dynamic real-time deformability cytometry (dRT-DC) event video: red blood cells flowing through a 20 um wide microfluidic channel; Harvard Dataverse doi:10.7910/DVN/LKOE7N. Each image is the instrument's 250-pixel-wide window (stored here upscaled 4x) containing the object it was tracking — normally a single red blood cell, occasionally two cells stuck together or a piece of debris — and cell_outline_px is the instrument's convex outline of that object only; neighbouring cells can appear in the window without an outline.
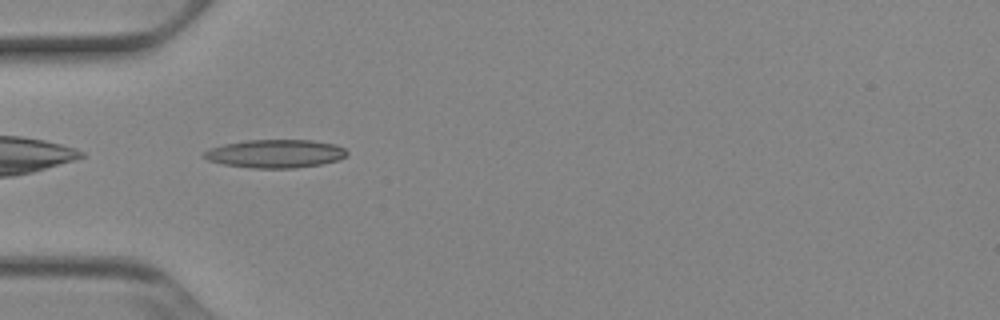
{"species": "Egyptian fruit bat (a non-hibernating species)", "species_latin": "Rousettus aegyptiacus", "temperature_condition": "cold", "stored_images_in_passage": 36, "camera_frame_rate_fps": 3000, "um_per_image_px": 0.085, "animal": {"sex": "female"}, "frame": {"image": 1, "passage_image": 1, "time_ms": 0.0, "image_size_px": [1000, 320], "cell_outline_px": [[348, 156], [336, 160], [320, 164], [296, 168], [252, 168], [224, 164], [208, 160], [200, 156], [200, 152], [208, 148], [224, 144], [244, 140], [312, 140], [336, 144], [344, 148], [348, 152]], "centroid_in_image_um": [23.36, 13.05], "position_along_channel_um": 61.6, "area_um2": 23.81}}
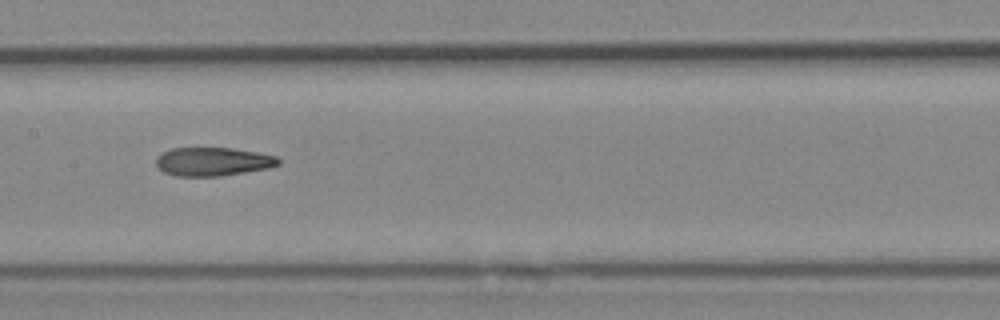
{"frame": {"image": 2, "passage_image": 11, "time_ms": 3.333, "image_size_px": [1000, 320], "cell_outline_px": [[280, 164], [268, 168], [220, 176], [176, 176], [164, 172], [156, 164], [156, 156], [172, 148], [232, 148], [256, 152], [276, 156], [280, 160]], "centroid_in_image_um": [18.09, 13.73], "position_along_channel_um": 189.3, "area_um2": 20.23}}
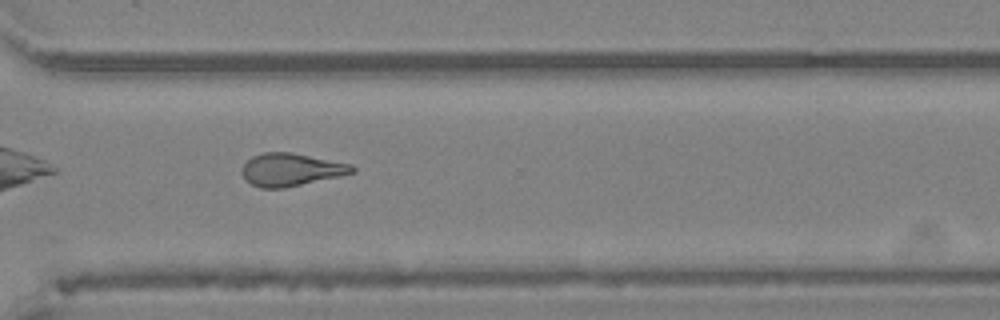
{"frame": {"image": 3, "passage_image": 23, "time_ms": 7.333, "image_size_px": [1000, 320], "cell_outline_px": [[356, 172], [340, 176], [284, 188], [260, 188], [244, 180], [240, 172], [244, 164], [252, 156], [264, 152], [292, 152], [352, 164], [356, 168]], "centroid_in_image_um": [24.73, 14.42], "position_along_channel_um": 345.9, "area_um2": 21.21}, "authors_computed_cell_mechanics": {"area_um2": 20.808, "velocity_mm_per_s": 3.9166, "shape_relaxation_time_tau1_ms": 5.2826, "shape_relaxation_time_tau2_ms": 3.0048, "deformation_change_tau1": 0.1837, "deformation_change_tau2": 0.1267}}